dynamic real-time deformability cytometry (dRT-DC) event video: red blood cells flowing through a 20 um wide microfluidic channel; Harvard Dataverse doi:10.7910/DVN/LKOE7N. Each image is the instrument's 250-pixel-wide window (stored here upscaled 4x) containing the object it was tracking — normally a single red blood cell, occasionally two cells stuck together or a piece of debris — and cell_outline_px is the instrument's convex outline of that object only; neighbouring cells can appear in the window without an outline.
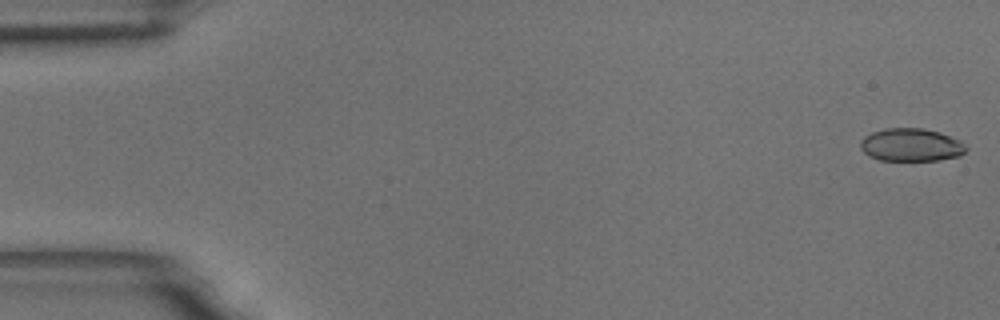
{"species": "common noctule bat (a hibernating species)", "species_latin": "Nyctalus noctula", "temperature_condition": "room temperature", "stored_images_in_passage": 57, "camera_frame_rate_fps": 3000, "um_per_image_px": 0.085, "animal": {"sex": "male", "body_mass_g": 18.8}, "frame": {"image": 1, "passage_image": 1, "time_ms": 0.0, "image_size_px": [1000, 320], "cell_outline_px": [[968, 148], [960, 156], [940, 160], [880, 160], [868, 156], [860, 148], [860, 140], [864, 136], [872, 132], [888, 128], [924, 128], [940, 132], [960, 140]], "centroid_in_image_um": [77.44, 12.31], "position_along_channel_um": 7.6, "area_um2": 20.4}}
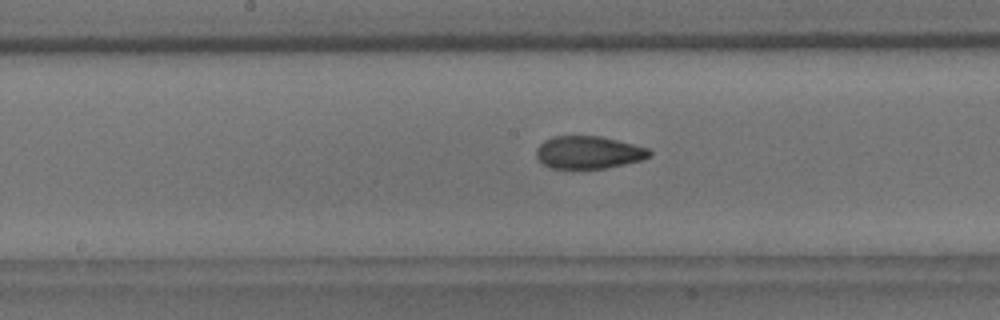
{"frame": {"image": 2, "passage_image": 29, "time_ms": 9.333, "image_size_px": [1000, 320], "cell_outline_px": [[652, 156], [644, 160], [608, 168], [548, 168], [536, 156], [536, 148], [544, 140], [552, 136], [600, 136], [648, 148], [652, 152]], "centroid_in_image_um": [50.04, 12.96], "position_along_channel_um": 198.2, "area_um2": 21.62}}
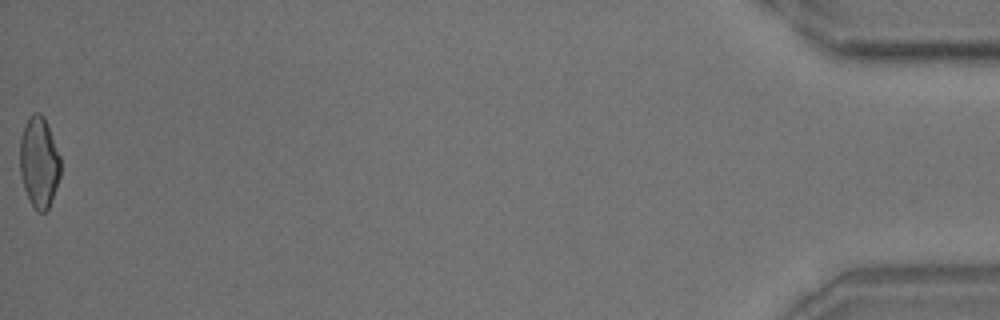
{"frame": {"image": 3, "passage_image": 57, "time_ms": 18.667, "image_size_px": [1000, 320], "cell_outline_px": [[60, 176], [52, 200], [48, 208], [44, 212], [36, 212], [24, 188], [20, 172], [20, 136], [24, 124], [28, 116], [32, 112], [40, 112], [44, 116], [48, 124], [60, 156]], "centroid_in_image_um": [3.32, 13.74], "position_along_channel_um": 431.9, "area_um2": 21.73}, "authors_computed_cell_mechanics": {"area_um2": 21.5594, "velocity_mm_per_s": 3.5617, "shape_relaxation_time_tau1_ms": 8.0799, "shape_relaxation_time_tau2_ms": 1.9321, "deformation_change_tau1": 0.1943, "deformation_change_tau2": 0.076}}